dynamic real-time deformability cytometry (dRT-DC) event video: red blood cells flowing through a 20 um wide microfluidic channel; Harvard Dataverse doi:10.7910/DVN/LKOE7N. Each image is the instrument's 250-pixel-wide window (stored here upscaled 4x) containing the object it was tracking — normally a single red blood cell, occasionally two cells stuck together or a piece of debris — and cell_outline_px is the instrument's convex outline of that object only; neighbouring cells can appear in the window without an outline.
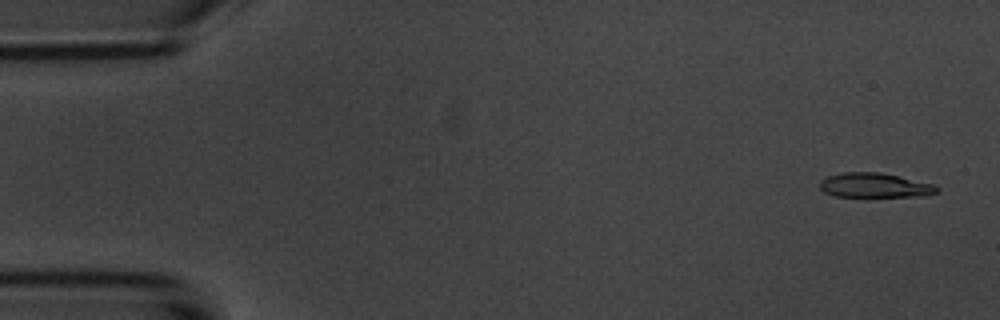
{"species": "common noctule bat (a hibernating species)", "species_latin": "Nyctalus noctula", "temperature_condition": "room temperature", "stored_images_in_passage": 9, "camera_frame_rate_fps": 3000, "um_per_image_px": 0.085, "animal": {"sex": "male", "body_mass_g": 20.1, "forearm_length_mm": 53.5}, "frame": {"image": 1, "passage_image": 1, "time_ms": 0.0, "image_size_px": [1000, 320], "cell_outline_px": [[940, 188], [936, 192], [924, 196], [868, 200], [864, 200], [836, 196], [824, 192], [820, 188], [820, 180], [828, 176], [844, 172], [880, 172], [932, 184]], "centroid_in_image_um": [74.32, 15.82], "position_along_channel_um": 10.7, "area_um2": 17.8}}
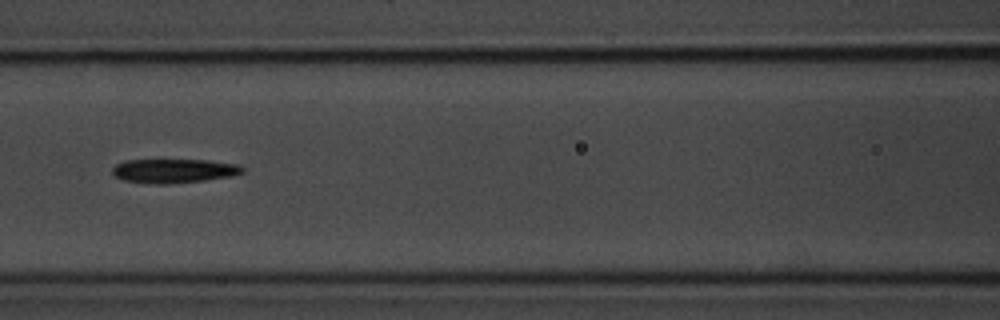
{"frame": {"image": 2, "passage_image": 7, "time_ms": 7.0, "image_size_px": [1000, 320], "cell_outline_px": [[244, 172], [232, 176], [204, 180], [168, 184], [160, 184], [124, 180], [116, 176], [112, 172], [112, 168], [116, 164], [124, 160], [208, 160], [240, 164], [244, 168]], "centroid_in_image_um": [14.82, 14.51], "position_along_channel_um": 151.8, "area_um2": 18.21}}
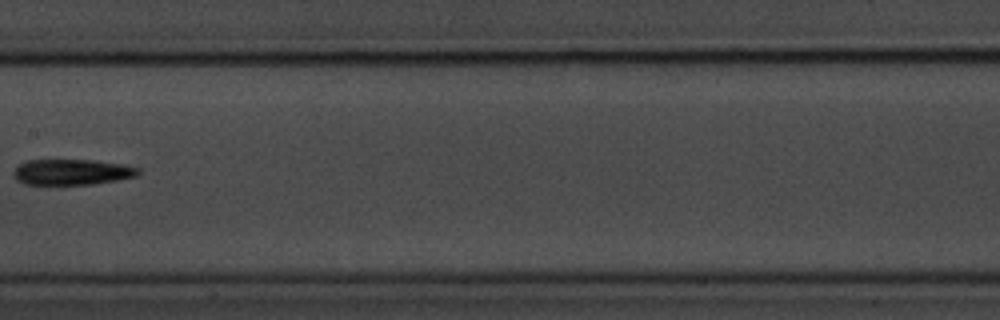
{"frame": {"image": 3, "passage_image": 8, "time_ms": 8.333, "image_size_px": [1000, 320], "cell_outline_px": [[140, 172], [136, 176], [116, 180], [92, 184], [24, 184], [16, 180], [12, 176], [12, 172], [20, 164], [28, 160], [96, 160], [124, 164], [140, 168]], "centroid_in_image_um": [6.11, 14.62], "position_along_channel_um": 201.3, "area_um2": 18.73}}